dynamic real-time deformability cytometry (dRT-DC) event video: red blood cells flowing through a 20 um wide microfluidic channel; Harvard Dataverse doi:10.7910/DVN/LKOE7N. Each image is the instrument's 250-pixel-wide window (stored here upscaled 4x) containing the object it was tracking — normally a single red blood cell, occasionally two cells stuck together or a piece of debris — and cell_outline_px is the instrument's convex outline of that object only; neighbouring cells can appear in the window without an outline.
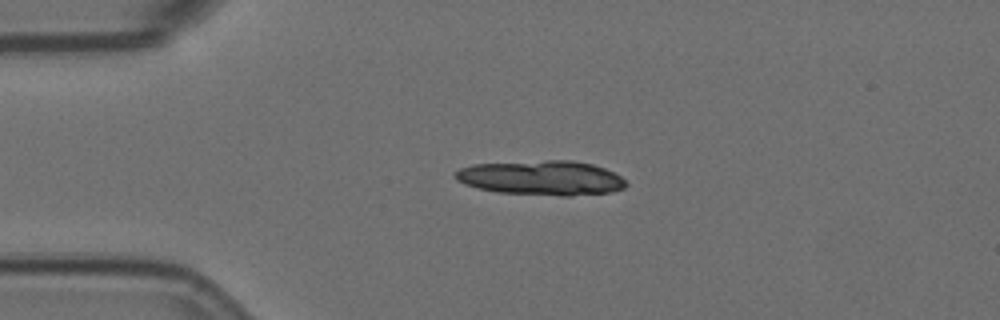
{"species": "Egyptian fruit bat (a non-hibernating species)", "species_latin": "Rousettus aegyptiacus", "temperature_condition": "room temperature", "stored_images_in_passage": 3, "camera_frame_rate_fps": 3000, "um_per_image_px": 0.085, "animal": {"sex": "female"}, "frame": {"image": 1, "passage_image": 1, "time_ms": 0.0, "image_size_px": [1000, 320], "cell_outline_px": [[628, 184], [624, 188], [612, 192], [572, 196], [560, 196], [496, 192], [476, 188], [464, 184], [456, 180], [452, 176], [452, 172], [460, 168], [472, 164], [548, 160], [572, 160], [592, 164], [604, 168], [620, 176]], "centroid_in_image_um": [45.98, 15.12], "position_along_channel_um": 39.0, "area_um2": 34.85}}